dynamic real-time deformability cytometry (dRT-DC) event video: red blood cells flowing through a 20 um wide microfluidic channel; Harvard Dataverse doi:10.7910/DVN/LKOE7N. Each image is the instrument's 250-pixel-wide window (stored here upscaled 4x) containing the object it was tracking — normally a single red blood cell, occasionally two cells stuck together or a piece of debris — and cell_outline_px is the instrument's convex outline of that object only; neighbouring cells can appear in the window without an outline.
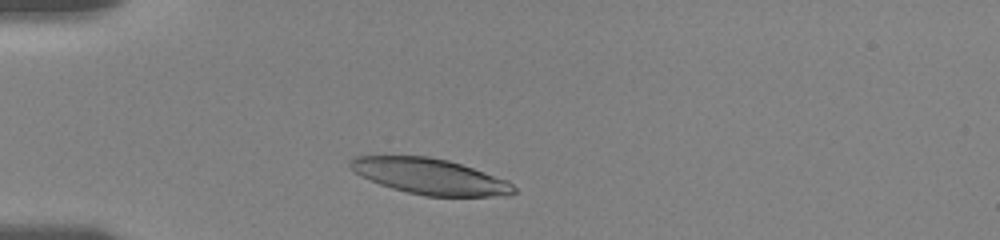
{"species": "human", "species_latin": "Homo sapiens", "temperature_condition": "room temperature", "stored_images_in_passage": 37, "camera_frame_rate_fps": 3000, "um_per_image_px": 0.085, "donor": {"sex": "female"}, "frame": {"image": 1, "passage_image": 5, "time_ms": 1.333, "image_size_px": [1000, 240], "cell_outline_px": [[516, 192], [508, 196], [424, 196], [392, 188], [380, 184], [360, 176], [348, 168], [348, 160], [352, 156], [428, 156], [448, 160], [508, 180], [516, 188]], "centroid_in_image_um": [36.51, 14.99], "position_along_channel_um": 48.5, "area_um2": 34.22}}
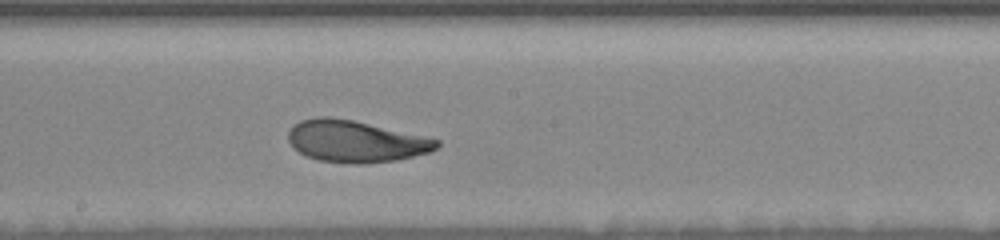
{"frame": {"image": 2, "passage_image": 21, "time_ms": 6.667, "image_size_px": [1000, 240], "cell_outline_px": [[440, 144], [432, 152], [396, 160], [364, 164], [348, 164], [320, 160], [304, 156], [292, 148], [288, 140], [288, 132], [300, 120], [316, 116], [328, 116], [352, 120], [424, 136], [440, 140]], "centroid_in_image_um": [30.2, 12.02], "position_along_channel_um": 218.0, "area_um2": 36.3}}
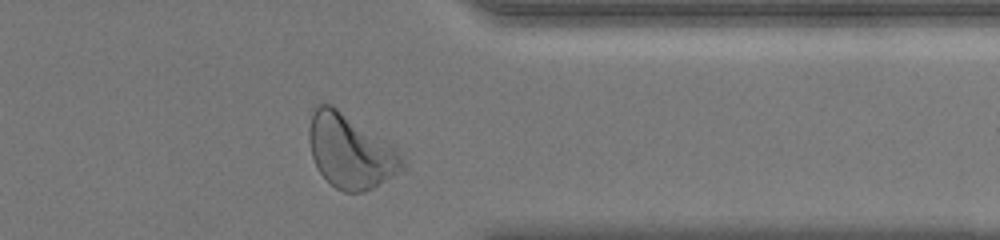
{"frame": {"image": 3, "passage_image": 35, "time_ms": 11.333, "image_size_px": [1000, 240], "cell_outline_px": [[408, 168], [372, 188], [364, 192], [344, 192], [336, 188], [316, 168], [312, 156], [308, 140], [308, 132], [312, 112], [316, 104], [332, 104], [392, 144], [396, 148], [408, 164]], "centroid_in_image_um": [29.81, 12.86], "position_along_channel_um": 381.6, "area_um2": 40.52}, "authors_computed_cell_mechanics": {"area_um2": 36.0094, "velocity_mm_per_s": 3.5884, "shape_relaxation_time_tau1_ms": 2.8274, "shape_relaxation_time_tau2_ms": 1.3834, "deformation_change_tau1": 0.1586, "deformation_change_tau2": 0.0746}}